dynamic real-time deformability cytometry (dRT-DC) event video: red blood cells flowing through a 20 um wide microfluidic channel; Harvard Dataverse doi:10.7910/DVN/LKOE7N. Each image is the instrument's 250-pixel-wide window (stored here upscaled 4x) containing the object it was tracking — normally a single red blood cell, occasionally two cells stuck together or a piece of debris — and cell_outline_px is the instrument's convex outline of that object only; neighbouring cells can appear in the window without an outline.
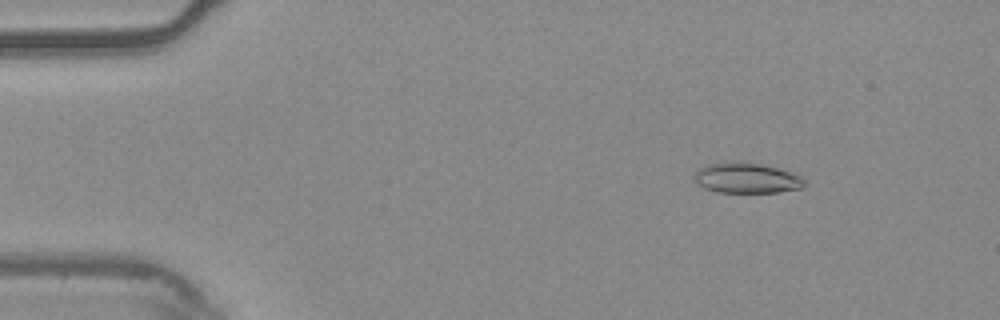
{"species": "common noctule bat (a hibernating species)", "species_latin": "Nyctalus noctula", "temperature_condition": "warm", "stored_images_in_passage": 53, "camera_frame_rate_fps": 3000, "um_per_image_px": 0.085, "animal": {"sex": "male", "body_mass_g": 20.4}, "frame": {"image": 1, "passage_image": 8, "time_ms": 2.333, "image_size_px": [1000, 320], "cell_outline_px": [[804, 184], [800, 188], [780, 192], [716, 192], [704, 188], [692, 176], [700, 168], [708, 164], [760, 164], [792, 172], [800, 176], [804, 180]], "centroid_in_image_um": [63.48, 15.17], "position_along_channel_um": 21.5, "area_um2": 18.67}}
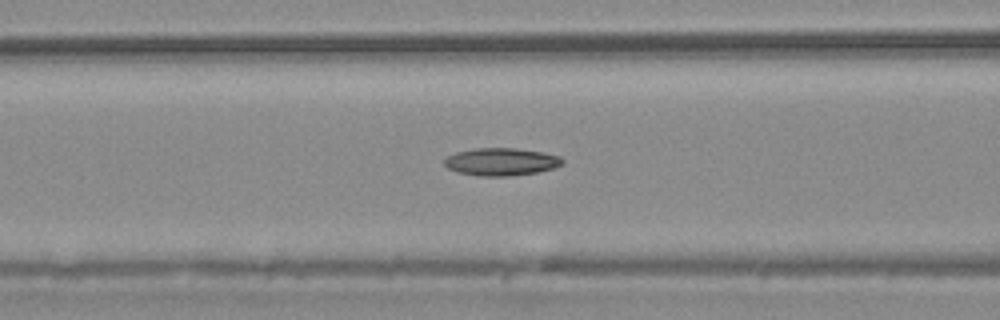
{"frame": {"image": 2, "passage_image": 23, "time_ms": 7.333, "image_size_px": [1000, 320], "cell_outline_px": [[564, 164], [552, 168], [536, 172], [508, 176], [476, 176], [460, 172], [448, 168], [444, 164], [444, 160], [448, 156], [456, 152], [472, 148], [516, 148], [544, 152], [560, 156], [564, 160]], "centroid_in_image_um": [42.61, 13.74], "position_along_channel_um": 124.0, "area_um2": 19.02}}
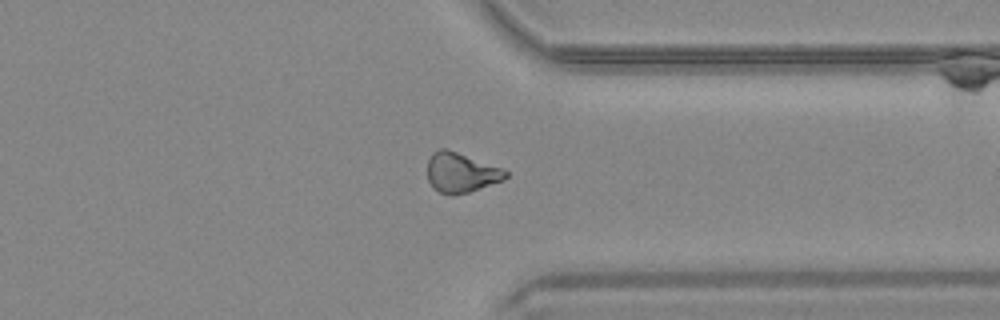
{"frame": {"image": 3, "passage_image": 43, "time_ms": 14.0, "image_size_px": [1000, 320], "cell_outline_px": [[508, 176], [504, 180], [456, 196], [448, 196], [432, 188], [428, 180], [428, 160], [432, 152], [440, 148], [448, 148], [504, 168], [508, 172]], "centroid_in_image_um": [39.19, 14.67], "position_along_channel_um": 372.2, "area_um2": 18.61}}